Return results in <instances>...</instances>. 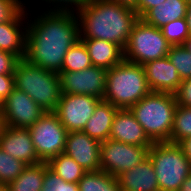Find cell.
I'll use <instances>...</instances> for the list:
<instances>
[{"label":"cell","instance_id":"cell-10","mask_svg":"<svg viewBox=\"0 0 191 191\" xmlns=\"http://www.w3.org/2000/svg\"><path fill=\"white\" fill-rule=\"evenodd\" d=\"M101 101L91 95L61 94L55 113L68 132L82 131Z\"/></svg>","mask_w":191,"mask_h":191},{"label":"cell","instance_id":"cell-11","mask_svg":"<svg viewBox=\"0 0 191 191\" xmlns=\"http://www.w3.org/2000/svg\"><path fill=\"white\" fill-rule=\"evenodd\" d=\"M61 94L91 95L102 99L106 91L107 69L91 66L82 71L59 72Z\"/></svg>","mask_w":191,"mask_h":191},{"label":"cell","instance_id":"cell-14","mask_svg":"<svg viewBox=\"0 0 191 191\" xmlns=\"http://www.w3.org/2000/svg\"><path fill=\"white\" fill-rule=\"evenodd\" d=\"M0 147L8 155L27 165L42 162L36 154L28 128L5 126L0 137Z\"/></svg>","mask_w":191,"mask_h":191},{"label":"cell","instance_id":"cell-4","mask_svg":"<svg viewBox=\"0 0 191 191\" xmlns=\"http://www.w3.org/2000/svg\"><path fill=\"white\" fill-rule=\"evenodd\" d=\"M177 105L175 94L151 91L130 111L153 143L170 142Z\"/></svg>","mask_w":191,"mask_h":191},{"label":"cell","instance_id":"cell-1","mask_svg":"<svg viewBox=\"0 0 191 191\" xmlns=\"http://www.w3.org/2000/svg\"><path fill=\"white\" fill-rule=\"evenodd\" d=\"M47 10L27 22L24 59L59 73L67 51L80 40V24L76 11L49 10L48 7Z\"/></svg>","mask_w":191,"mask_h":191},{"label":"cell","instance_id":"cell-41","mask_svg":"<svg viewBox=\"0 0 191 191\" xmlns=\"http://www.w3.org/2000/svg\"><path fill=\"white\" fill-rule=\"evenodd\" d=\"M4 128H5L4 117L2 115V112H0V137Z\"/></svg>","mask_w":191,"mask_h":191},{"label":"cell","instance_id":"cell-27","mask_svg":"<svg viewBox=\"0 0 191 191\" xmlns=\"http://www.w3.org/2000/svg\"><path fill=\"white\" fill-rule=\"evenodd\" d=\"M27 166L23 161L8 155L0 147V186L14 181Z\"/></svg>","mask_w":191,"mask_h":191},{"label":"cell","instance_id":"cell-15","mask_svg":"<svg viewBox=\"0 0 191 191\" xmlns=\"http://www.w3.org/2000/svg\"><path fill=\"white\" fill-rule=\"evenodd\" d=\"M109 139L148 149L153 145L130 109H118L113 119Z\"/></svg>","mask_w":191,"mask_h":191},{"label":"cell","instance_id":"cell-33","mask_svg":"<svg viewBox=\"0 0 191 191\" xmlns=\"http://www.w3.org/2000/svg\"><path fill=\"white\" fill-rule=\"evenodd\" d=\"M19 60L16 55L0 50V74H14Z\"/></svg>","mask_w":191,"mask_h":191},{"label":"cell","instance_id":"cell-20","mask_svg":"<svg viewBox=\"0 0 191 191\" xmlns=\"http://www.w3.org/2000/svg\"><path fill=\"white\" fill-rule=\"evenodd\" d=\"M117 111V107L102 100L82 131L100 143L106 141L110 137L111 126Z\"/></svg>","mask_w":191,"mask_h":191},{"label":"cell","instance_id":"cell-5","mask_svg":"<svg viewBox=\"0 0 191 191\" xmlns=\"http://www.w3.org/2000/svg\"><path fill=\"white\" fill-rule=\"evenodd\" d=\"M15 88L24 91L45 112H55L61 96L58 73L33 65L24 58L16 64Z\"/></svg>","mask_w":191,"mask_h":191},{"label":"cell","instance_id":"cell-3","mask_svg":"<svg viewBox=\"0 0 191 191\" xmlns=\"http://www.w3.org/2000/svg\"><path fill=\"white\" fill-rule=\"evenodd\" d=\"M150 92L142 65L123 59L107 70L103 100L118 109H130Z\"/></svg>","mask_w":191,"mask_h":191},{"label":"cell","instance_id":"cell-26","mask_svg":"<svg viewBox=\"0 0 191 191\" xmlns=\"http://www.w3.org/2000/svg\"><path fill=\"white\" fill-rule=\"evenodd\" d=\"M191 136V108L177 105L174 113L173 127L170 136L171 143Z\"/></svg>","mask_w":191,"mask_h":191},{"label":"cell","instance_id":"cell-31","mask_svg":"<svg viewBox=\"0 0 191 191\" xmlns=\"http://www.w3.org/2000/svg\"><path fill=\"white\" fill-rule=\"evenodd\" d=\"M24 5L21 0H0V23L10 20Z\"/></svg>","mask_w":191,"mask_h":191},{"label":"cell","instance_id":"cell-44","mask_svg":"<svg viewBox=\"0 0 191 191\" xmlns=\"http://www.w3.org/2000/svg\"><path fill=\"white\" fill-rule=\"evenodd\" d=\"M188 4L191 3V0H185Z\"/></svg>","mask_w":191,"mask_h":191},{"label":"cell","instance_id":"cell-28","mask_svg":"<svg viewBox=\"0 0 191 191\" xmlns=\"http://www.w3.org/2000/svg\"><path fill=\"white\" fill-rule=\"evenodd\" d=\"M167 58L176 67L182 81L191 78V53L184 45H171Z\"/></svg>","mask_w":191,"mask_h":191},{"label":"cell","instance_id":"cell-9","mask_svg":"<svg viewBox=\"0 0 191 191\" xmlns=\"http://www.w3.org/2000/svg\"><path fill=\"white\" fill-rule=\"evenodd\" d=\"M148 148L107 139L100 146V170L117 177L148 157Z\"/></svg>","mask_w":191,"mask_h":191},{"label":"cell","instance_id":"cell-6","mask_svg":"<svg viewBox=\"0 0 191 191\" xmlns=\"http://www.w3.org/2000/svg\"><path fill=\"white\" fill-rule=\"evenodd\" d=\"M160 191H179L191 174V163L177 143L156 142L148 150Z\"/></svg>","mask_w":191,"mask_h":191},{"label":"cell","instance_id":"cell-24","mask_svg":"<svg viewBox=\"0 0 191 191\" xmlns=\"http://www.w3.org/2000/svg\"><path fill=\"white\" fill-rule=\"evenodd\" d=\"M78 186L79 191H121L117 178L102 170L86 172Z\"/></svg>","mask_w":191,"mask_h":191},{"label":"cell","instance_id":"cell-37","mask_svg":"<svg viewBox=\"0 0 191 191\" xmlns=\"http://www.w3.org/2000/svg\"><path fill=\"white\" fill-rule=\"evenodd\" d=\"M177 144L182 149L184 156L191 163V136L179 141Z\"/></svg>","mask_w":191,"mask_h":191},{"label":"cell","instance_id":"cell-23","mask_svg":"<svg viewBox=\"0 0 191 191\" xmlns=\"http://www.w3.org/2000/svg\"><path fill=\"white\" fill-rule=\"evenodd\" d=\"M47 163L49 168L66 182L78 183L87 172L65 153L52 157Z\"/></svg>","mask_w":191,"mask_h":191},{"label":"cell","instance_id":"cell-18","mask_svg":"<svg viewBox=\"0 0 191 191\" xmlns=\"http://www.w3.org/2000/svg\"><path fill=\"white\" fill-rule=\"evenodd\" d=\"M116 178L121 191H160L153 163L149 157Z\"/></svg>","mask_w":191,"mask_h":191},{"label":"cell","instance_id":"cell-13","mask_svg":"<svg viewBox=\"0 0 191 191\" xmlns=\"http://www.w3.org/2000/svg\"><path fill=\"white\" fill-rule=\"evenodd\" d=\"M101 143L83 131L68 132L64 153L72 157L87 172L100 170Z\"/></svg>","mask_w":191,"mask_h":191},{"label":"cell","instance_id":"cell-17","mask_svg":"<svg viewBox=\"0 0 191 191\" xmlns=\"http://www.w3.org/2000/svg\"><path fill=\"white\" fill-rule=\"evenodd\" d=\"M25 7L23 6L10 20L0 23V50L10 52L19 59H23L25 56L27 33L25 20L29 14L26 13Z\"/></svg>","mask_w":191,"mask_h":191},{"label":"cell","instance_id":"cell-30","mask_svg":"<svg viewBox=\"0 0 191 191\" xmlns=\"http://www.w3.org/2000/svg\"><path fill=\"white\" fill-rule=\"evenodd\" d=\"M41 191H79V186L78 183L64 181L48 167Z\"/></svg>","mask_w":191,"mask_h":191},{"label":"cell","instance_id":"cell-2","mask_svg":"<svg viewBox=\"0 0 191 191\" xmlns=\"http://www.w3.org/2000/svg\"><path fill=\"white\" fill-rule=\"evenodd\" d=\"M80 24V39H101L127 45L131 30L139 19L134 8L112 0H87L76 11Z\"/></svg>","mask_w":191,"mask_h":191},{"label":"cell","instance_id":"cell-8","mask_svg":"<svg viewBox=\"0 0 191 191\" xmlns=\"http://www.w3.org/2000/svg\"><path fill=\"white\" fill-rule=\"evenodd\" d=\"M28 129L36 154L42 162L64 153L68 131L55 112H45Z\"/></svg>","mask_w":191,"mask_h":191},{"label":"cell","instance_id":"cell-32","mask_svg":"<svg viewBox=\"0 0 191 191\" xmlns=\"http://www.w3.org/2000/svg\"><path fill=\"white\" fill-rule=\"evenodd\" d=\"M50 4V10L77 11L87 0H42ZM51 4L52 7L51 8ZM72 7V8H71ZM75 7V8H74Z\"/></svg>","mask_w":191,"mask_h":191},{"label":"cell","instance_id":"cell-36","mask_svg":"<svg viewBox=\"0 0 191 191\" xmlns=\"http://www.w3.org/2000/svg\"><path fill=\"white\" fill-rule=\"evenodd\" d=\"M165 1L166 0H137L134 10L138 17L141 18L149 9L156 7L161 3L163 4Z\"/></svg>","mask_w":191,"mask_h":191},{"label":"cell","instance_id":"cell-7","mask_svg":"<svg viewBox=\"0 0 191 191\" xmlns=\"http://www.w3.org/2000/svg\"><path fill=\"white\" fill-rule=\"evenodd\" d=\"M171 44L161 28L149 25L139 18L132 27L124 48V59L139 65L167 57Z\"/></svg>","mask_w":191,"mask_h":191},{"label":"cell","instance_id":"cell-34","mask_svg":"<svg viewBox=\"0 0 191 191\" xmlns=\"http://www.w3.org/2000/svg\"><path fill=\"white\" fill-rule=\"evenodd\" d=\"M175 96L178 105L191 108V78L181 82Z\"/></svg>","mask_w":191,"mask_h":191},{"label":"cell","instance_id":"cell-43","mask_svg":"<svg viewBox=\"0 0 191 191\" xmlns=\"http://www.w3.org/2000/svg\"><path fill=\"white\" fill-rule=\"evenodd\" d=\"M0 191H8V189L6 188V186H0Z\"/></svg>","mask_w":191,"mask_h":191},{"label":"cell","instance_id":"cell-12","mask_svg":"<svg viewBox=\"0 0 191 191\" xmlns=\"http://www.w3.org/2000/svg\"><path fill=\"white\" fill-rule=\"evenodd\" d=\"M0 108L5 126L14 128H29L45 113L24 91L15 87Z\"/></svg>","mask_w":191,"mask_h":191},{"label":"cell","instance_id":"cell-21","mask_svg":"<svg viewBox=\"0 0 191 191\" xmlns=\"http://www.w3.org/2000/svg\"><path fill=\"white\" fill-rule=\"evenodd\" d=\"M188 3L185 0H166L163 4L149 9L141 19L157 28L180 18H185Z\"/></svg>","mask_w":191,"mask_h":191},{"label":"cell","instance_id":"cell-42","mask_svg":"<svg viewBox=\"0 0 191 191\" xmlns=\"http://www.w3.org/2000/svg\"><path fill=\"white\" fill-rule=\"evenodd\" d=\"M184 46L187 48V50L191 53V36L186 40Z\"/></svg>","mask_w":191,"mask_h":191},{"label":"cell","instance_id":"cell-38","mask_svg":"<svg viewBox=\"0 0 191 191\" xmlns=\"http://www.w3.org/2000/svg\"><path fill=\"white\" fill-rule=\"evenodd\" d=\"M179 191H191V174L186 177L180 186Z\"/></svg>","mask_w":191,"mask_h":191},{"label":"cell","instance_id":"cell-25","mask_svg":"<svg viewBox=\"0 0 191 191\" xmlns=\"http://www.w3.org/2000/svg\"><path fill=\"white\" fill-rule=\"evenodd\" d=\"M91 66L88 50L80 39L67 51L60 72L82 71Z\"/></svg>","mask_w":191,"mask_h":191},{"label":"cell","instance_id":"cell-39","mask_svg":"<svg viewBox=\"0 0 191 191\" xmlns=\"http://www.w3.org/2000/svg\"><path fill=\"white\" fill-rule=\"evenodd\" d=\"M186 22H187V27H188V31L189 34L191 36V3L188 4L187 6V14H186Z\"/></svg>","mask_w":191,"mask_h":191},{"label":"cell","instance_id":"cell-35","mask_svg":"<svg viewBox=\"0 0 191 191\" xmlns=\"http://www.w3.org/2000/svg\"><path fill=\"white\" fill-rule=\"evenodd\" d=\"M15 87L14 74H0V105Z\"/></svg>","mask_w":191,"mask_h":191},{"label":"cell","instance_id":"cell-22","mask_svg":"<svg viewBox=\"0 0 191 191\" xmlns=\"http://www.w3.org/2000/svg\"><path fill=\"white\" fill-rule=\"evenodd\" d=\"M48 167L47 162L27 165L23 172L6 188L8 191H41L45 171Z\"/></svg>","mask_w":191,"mask_h":191},{"label":"cell","instance_id":"cell-16","mask_svg":"<svg viewBox=\"0 0 191 191\" xmlns=\"http://www.w3.org/2000/svg\"><path fill=\"white\" fill-rule=\"evenodd\" d=\"M142 66L151 91L173 94L178 91L182 80L176 67L167 57L147 62Z\"/></svg>","mask_w":191,"mask_h":191},{"label":"cell","instance_id":"cell-19","mask_svg":"<svg viewBox=\"0 0 191 191\" xmlns=\"http://www.w3.org/2000/svg\"><path fill=\"white\" fill-rule=\"evenodd\" d=\"M93 66L111 69L124 59V50L117 44L101 39H81Z\"/></svg>","mask_w":191,"mask_h":191},{"label":"cell","instance_id":"cell-40","mask_svg":"<svg viewBox=\"0 0 191 191\" xmlns=\"http://www.w3.org/2000/svg\"><path fill=\"white\" fill-rule=\"evenodd\" d=\"M119 4L126 5L129 7L134 8L136 6L137 0H112Z\"/></svg>","mask_w":191,"mask_h":191},{"label":"cell","instance_id":"cell-29","mask_svg":"<svg viewBox=\"0 0 191 191\" xmlns=\"http://www.w3.org/2000/svg\"><path fill=\"white\" fill-rule=\"evenodd\" d=\"M163 36L171 45H184L190 37L185 18L169 22L161 27Z\"/></svg>","mask_w":191,"mask_h":191}]
</instances>
